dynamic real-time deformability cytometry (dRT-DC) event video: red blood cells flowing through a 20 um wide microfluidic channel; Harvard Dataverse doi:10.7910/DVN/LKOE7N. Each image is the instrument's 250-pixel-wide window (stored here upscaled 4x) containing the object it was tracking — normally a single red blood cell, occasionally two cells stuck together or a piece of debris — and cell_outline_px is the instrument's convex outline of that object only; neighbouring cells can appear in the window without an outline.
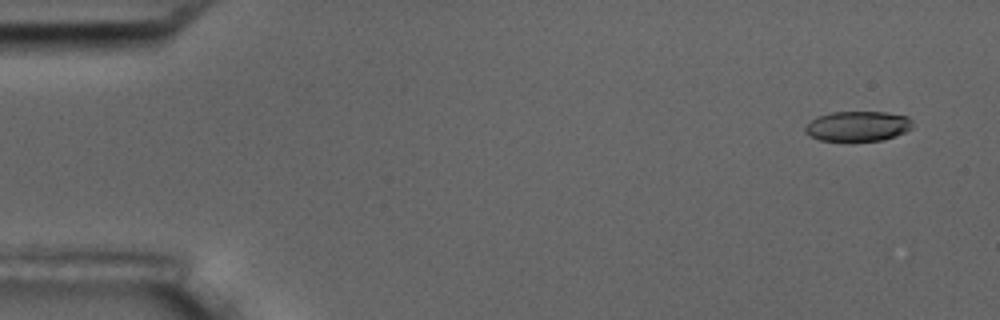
{"species": "common noctule bat (a hibernating species)", "species_latin": "Nyctalus noctula", "temperature_condition": "room temperature", "stored_images_in_passage": 6, "camera_frame_rate_fps": 3000, "um_per_image_px": 0.085, "animal": {"sex": "male", "body_mass_g": 17.5, "forearm_length_mm": 52.3}, "frame": {"image": 1, "passage_image": 2, "time_ms": 1.0, "image_size_px": [1000, 320], "cell_outline_px": [[912, 128], [896, 136], [880, 140], [820, 140], [808, 136], [804, 132], [804, 128], [812, 120], [820, 116], [832, 112], [884, 112], [908, 116], [912, 120]], "centroid_in_image_um": [72.92, 10.72], "position_along_channel_um": 12.1, "area_um2": 18.61}}
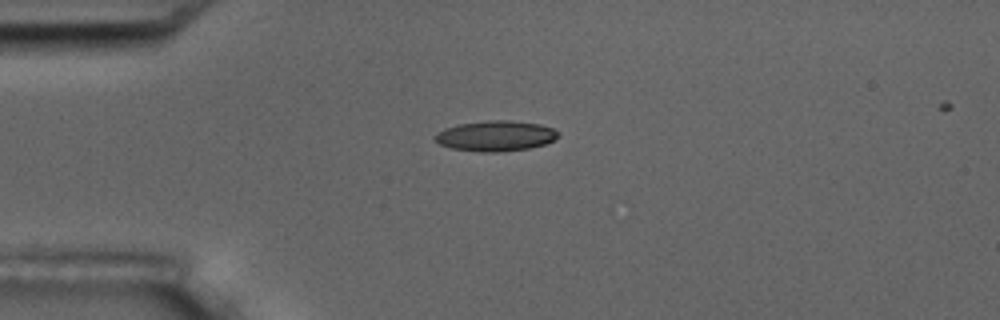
{"frame": {"image": 2, "passage_image": 5, "time_ms": 4.667, "image_size_px": [1000, 320], "cell_outline_px": [[560, 136], [556, 140], [544, 144], [528, 148], [500, 152], [480, 152], [452, 148], [440, 144], [432, 136], [436, 132], [444, 128], [460, 124], [488, 120], [512, 120], [540, 124], [552, 128], [560, 132]], "centroid_in_image_um": [42.15, 11.55], "position_along_channel_um": 42.9, "area_um2": 22.02}}